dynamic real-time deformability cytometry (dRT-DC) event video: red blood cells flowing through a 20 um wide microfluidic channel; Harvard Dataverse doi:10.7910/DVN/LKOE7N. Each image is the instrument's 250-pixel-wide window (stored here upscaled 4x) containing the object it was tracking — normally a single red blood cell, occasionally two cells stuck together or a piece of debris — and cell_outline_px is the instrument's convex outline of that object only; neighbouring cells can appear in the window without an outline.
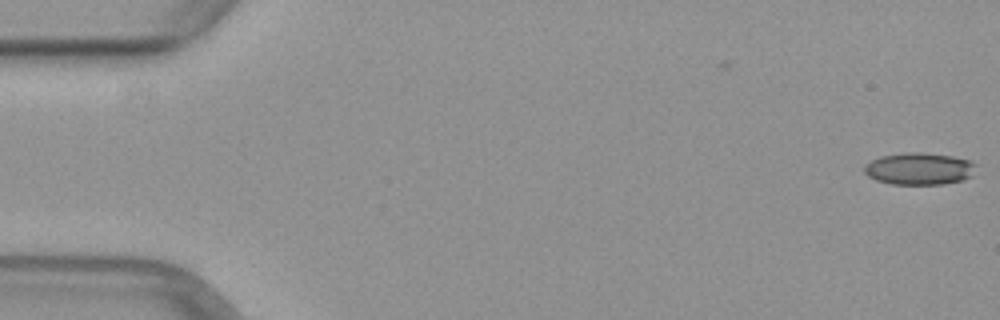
{"species": "common noctule bat (a hibernating species)", "species_latin": "Nyctalus noctula", "temperature_condition": "warm", "stored_images_in_passage": 17, "camera_frame_rate_fps": 3000, "um_per_image_px": 0.085, "animal": {"sex": "female", "body_mass_g": 29.2, "forearm_length_mm": 56.3}, "frame": {"image": 1, "passage_image": 1, "time_ms": 0.0, "image_size_px": [1000, 320], "cell_outline_px": [[976, 164], [972, 176], [964, 180], [944, 184], [892, 184], [876, 180], [868, 176], [864, 172], [864, 164], [880, 156], [908, 152], [920, 152], [952, 156], [972, 160]], "centroid_in_image_um": [78.15, 14.34], "position_along_channel_um": 6.9, "area_um2": 21.04}}